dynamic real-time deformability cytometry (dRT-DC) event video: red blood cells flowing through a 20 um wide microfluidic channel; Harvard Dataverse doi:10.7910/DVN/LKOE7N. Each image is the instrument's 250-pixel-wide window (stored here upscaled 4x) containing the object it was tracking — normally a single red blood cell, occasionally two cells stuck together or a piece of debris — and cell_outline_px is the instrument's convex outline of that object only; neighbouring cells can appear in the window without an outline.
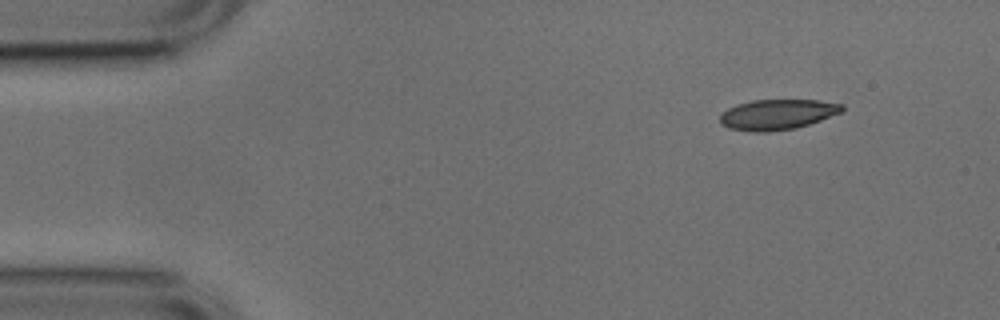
{"species": "common noctule bat (a hibernating species)", "species_latin": "Nyctalus noctula", "temperature_condition": "cold", "stored_images_in_passage": 48, "camera_frame_rate_fps": 3000, "um_per_image_px": 0.085, "animal": {"sex": "male", "body_mass_g": 17.9, "forearm_length_mm": 54.2}, "frame": {"image": 1, "passage_image": 1, "time_ms": 0.0, "image_size_px": [1000, 320], "cell_outline_px": [[844, 108], [840, 112], [820, 120], [796, 128], [768, 132], [752, 132], [728, 128], [720, 124], [720, 116], [728, 108], [736, 104], [752, 100], [816, 100], [844, 104]], "centroid_in_image_um": [66.04, 9.73], "position_along_channel_um": 19.0, "area_um2": 21.56}}
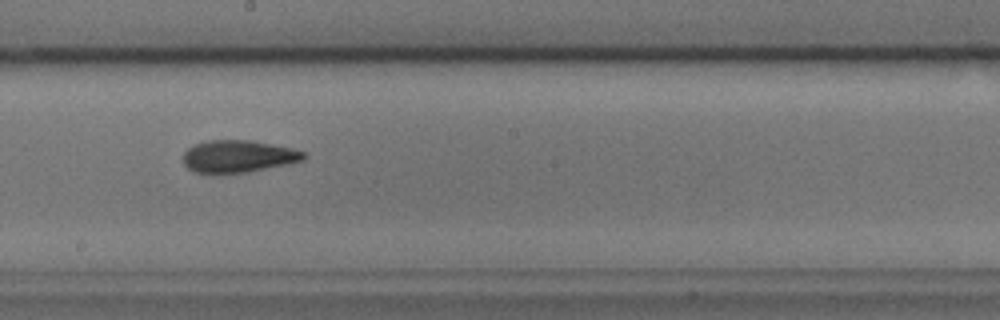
{"frame": {"image": 2, "passage_image": 24, "time_ms": 7.667, "image_size_px": [1000, 320], "cell_outline_px": [[308, 156], [304, 160], [288, 164], [248, 172], [196, 172], [188, 168], [184, 164], [184, 152], [188, 148], [196, 144], [208, 140], [252, 140], [292, 148], [304, 152]], "centroid_in_image_um": [20.29, 13.27], "position_along_channel_um": 227.9, "area_um2": 22.43}}
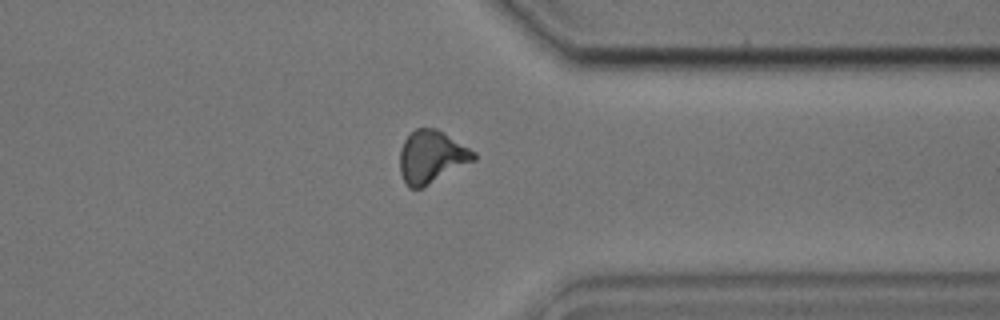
{"frame": {"image": 3, "passage_image": 36, "time_ms": 11.667, "image_size_px": [1000, 320], "cell_outline_px": [[476, 160], [420, 188], [408, 188], [400, 172], [400, 148], [404, 140], [416, 128], [436, 128], [444, 132], [476, 152]], "centroid_in_image_um": [36.68, 13.31], "position_along_channel_um": 374.7, "area_um2": 22.48}, "authors_computed_cell_mechanics": {"area_um2": 22.3975, "velocity_mm_per_s": 3.7799, "shape_relaxation_time_tau1_ms": 4.0329, "shape_relaxation_time_tau2_ms": 2.9895, "deformation_change_tau1": 0.1248, "deformation_change_tau2": 0.097}}